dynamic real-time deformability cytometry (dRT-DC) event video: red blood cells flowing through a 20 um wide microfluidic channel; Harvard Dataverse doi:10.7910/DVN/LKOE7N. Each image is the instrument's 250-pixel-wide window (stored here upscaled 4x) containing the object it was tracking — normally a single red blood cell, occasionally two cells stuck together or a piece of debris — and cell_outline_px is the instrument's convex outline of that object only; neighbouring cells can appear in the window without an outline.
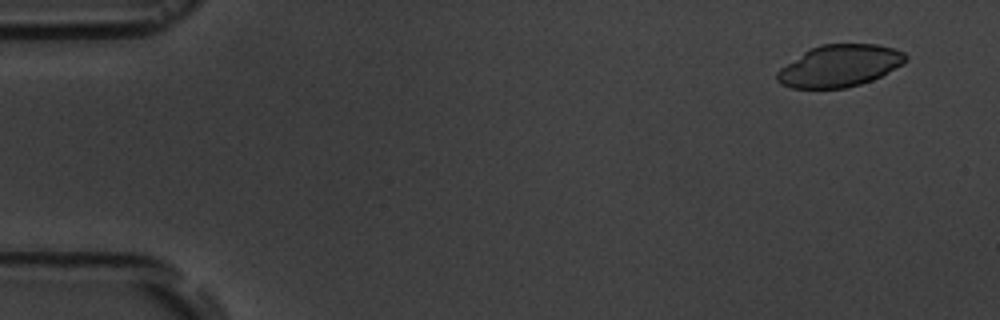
{"species": "common noctule bat (a hibernating species)", "species_latin": "Nyctalus noctula", "temperature_condition": "room temperature", "stored_images_in_passage": 7, "camera_frame_rate_fps": 3000, "um_per_image_px": 0.085, "animal": {"sex": "male", "body_mass_g": 19.5, "forearm_length_mm": 54.6}, "frame": {"image": 1, "passage_image": 2, "time_ms": 1.0, "image_size_px": [1000, 320], "cell_outline_px": [[908, 60], [904, 64], [872, 80], [860, 84], [844, 88], [792, 88], [780, 84], [776, 80], [776, 72], [780, 68], [804, 52], [820, 44], [876, 44], [892, 48], [904, 52], [908, 56]], "centroid_in_image_um": [71.37, 5.6], "position_along_channel_um": 13.6, "area_um2": 31.39}}